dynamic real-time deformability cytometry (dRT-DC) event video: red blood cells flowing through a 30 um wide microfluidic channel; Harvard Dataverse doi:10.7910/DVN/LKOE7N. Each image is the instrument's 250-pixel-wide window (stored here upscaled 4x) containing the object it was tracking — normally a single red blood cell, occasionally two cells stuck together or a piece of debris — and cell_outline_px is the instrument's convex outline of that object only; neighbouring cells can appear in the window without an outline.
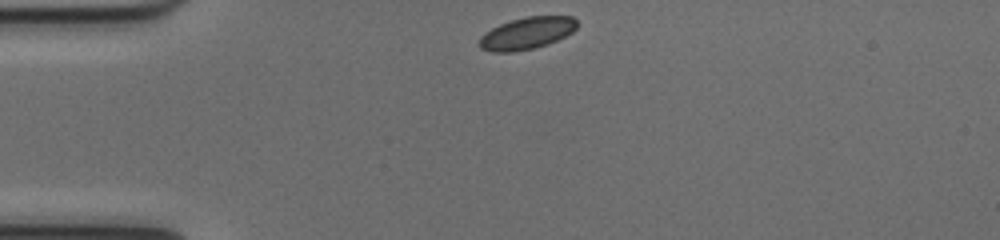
{"species": "common noctule bat (a hibernating species)", "species_latin": "Nyctalus noctula", "temperature_condition": "cold", "stored_images_in_passage": 40, "camera_frame_rate_fps": 3000, "um_per_image_px": 0.085, "animal": {"sex": "female", "body_mass_g": 17.0, "forearm_length_mm": 48.0}, "frame": {"image": 1, "passage_image": 1, "time_ms": 0.0, "image_size_px": [1000, 240], "cell_outline_px": [[576, 28], [572, 32], [548, 44], [532, 48], [512, 52], [492, 52], [480, 48], [476, 44], [480, 36], [484, 32], [500, 24], [524, 16], [572, 16], [576, 20]], "centroid_in_image_um": [44.72, 2.82], "position_along_channel_um": 40.3, "area_um2": 18.26}}
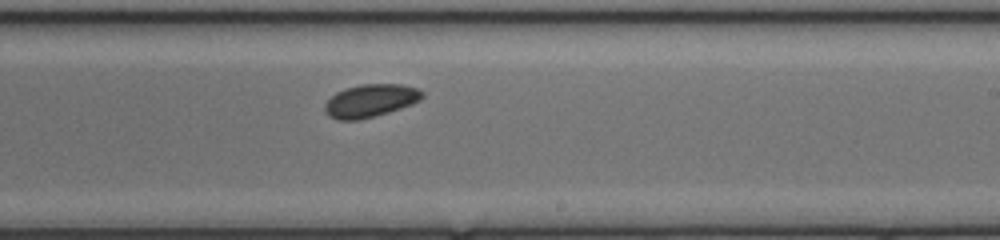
{"frame": {"image": 2, "passage_image": 20, "time_ms": 6.333, "image_size_px": [1000, 240], "cell_outline_px": [[424, 96], [420, 100], [412, 104], [388, 112], [356, 120], [336, 120], [328, 116], [324, 112], [324, 104], [336, 92], [344, 88], [360, 84], [400, 84], [420, 88], [424, 92]], "centroid_in_image_um": [31.48, 8.54], "position_along_channel_um": 257.5, "area_um2": 18.79}}
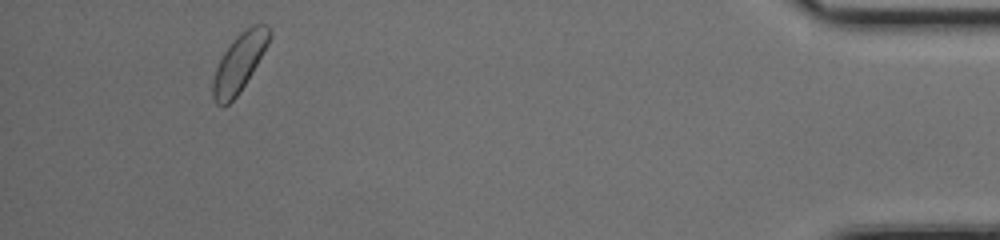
{"frame": {"image": 3, "passage_image": 37, "time_ms": 12.0, "image_size_px": [1000, 240], "cell_outline_px": [[272, 36], [268, 44], [252, 72], [236, 96], [228, 104], [216, 104], [212, 96], [212, 80], [216, 68], [224, 52], [236, 36], [252, 24], [268, 24], [272, 28]], "centroid_in_image_um": [20.36, 5.28], "position_along_channel_um": 414.8, "area_um2": 18.84}, "authors_computed_cell_mechanics": {"area_um2": 18.3804, "velocity_mm_per_s": 3.9596, "shape_relaxation_time_tau1_ms": 1.8499, "shape_relaxation_time_tau2_ms": null, "deformation_change_tau1": 0.0464, "deformation_change_tau2": null}}